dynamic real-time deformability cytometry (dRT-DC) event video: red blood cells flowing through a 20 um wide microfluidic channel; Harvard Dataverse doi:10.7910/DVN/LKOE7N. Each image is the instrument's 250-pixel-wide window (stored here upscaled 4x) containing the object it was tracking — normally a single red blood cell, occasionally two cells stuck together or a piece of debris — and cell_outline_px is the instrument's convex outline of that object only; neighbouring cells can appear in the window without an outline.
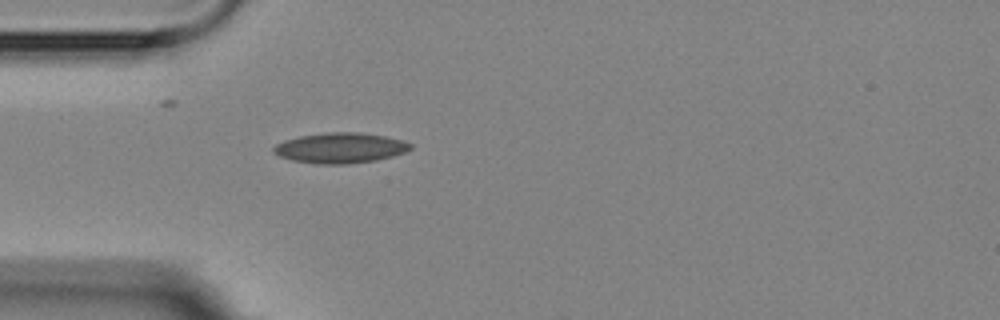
{"species": "Egyptian fruit bat (a non-hibernating species)", "species_latin": "Rousettus aegyptiacus", "temperature_condition": "room temperature", "stored_images_in_passage": 1, "camera_frame_rate_fps": 3000, "um_per_image_px": 0.085, "animal": {"sex": "female"}, "frame": {"image": 1, "passage_image": 1, "time_ms": 0.0, "image_size_px": [1000, 320], "cell_outline_px": [[412, 148], [404, 152], [392, 156], [376, 160], [348, 164], [316, 164], [292, 160], [280, 156], [272, 152], [272, 148], [276, 144], [284, 140], [300, 136], [328, 132], [360, 132], [384, 136], [400, 140], [412, 144]], "centroid_in_image_um": [28.89, 12.58], "position_along_channel_um": 56.1, "area_um2": 24.16}}